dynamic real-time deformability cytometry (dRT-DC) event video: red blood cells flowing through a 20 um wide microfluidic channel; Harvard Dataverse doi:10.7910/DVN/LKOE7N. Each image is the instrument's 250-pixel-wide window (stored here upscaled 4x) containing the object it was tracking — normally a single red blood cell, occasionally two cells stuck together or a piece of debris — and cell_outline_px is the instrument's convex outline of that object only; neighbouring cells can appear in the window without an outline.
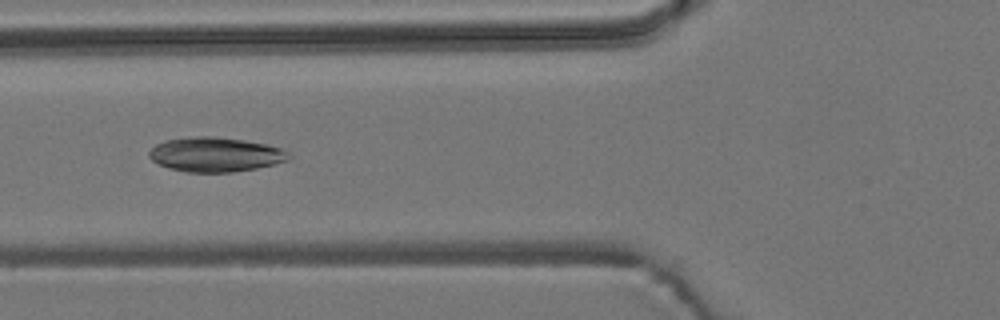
{"species": "common noctule bat (a hibernating species)", "species_latin": "Nyctalus noctula", "temperature_condition": "room temperature", "stored_images_in_passage": 9, "camera_frame_rate_fps": 3000, "um_per_image_px": 0.085, "animal": {"sex": "male", "body_mass_g": 19.2, "forearm_length_mm": 51.8}, "frame": {"image": 1, "passage_image": 7, "time_ms": 2.0, "image_size_px": [1000, 320], "cell_outline_px": [[292, 156], [288, 160], [276, 164], [256, 168], [232, 172], [184, 172], [168, 168], [152, 160], [148, 156], [148, 152], [156, 144], [164, 140], [188, 136], [216, 136], [244, 140], [268, 144], [280, 148], [288, 152]], "centroid_in_image_um": [18.3, 13.12], "position_along_channel_um": 107.5, "area_um2": 28.38}}
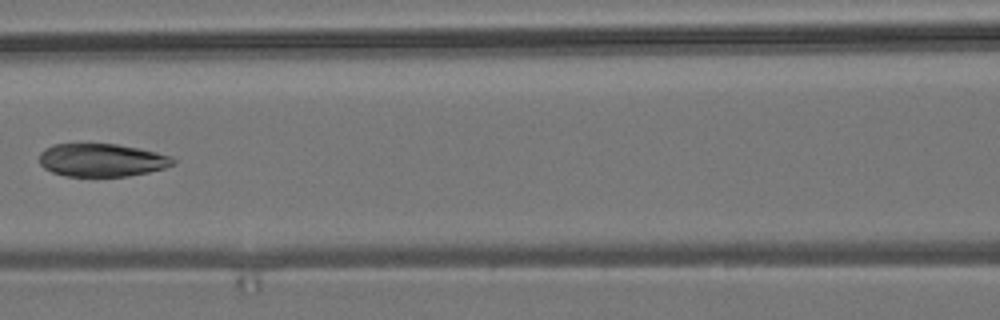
{"frame": {"image": 2, "passage_image": 8, "time_ms": 2.333, "image_size_px": [1000, 320], "cell_outline_px": [[176, 160], [172, 164], [164, 168], [148, 172], [128, 176], [64, 176], [52, 172], [44, 168], [40, 164], [40, 152], [44, 148], [52, 144], [116, 144], [140, 148], [172, 156]], "centroid_in_image_um": [8.63, 13.6], "position_along_channel_um": 158.0, "area_um2": 25.78}}
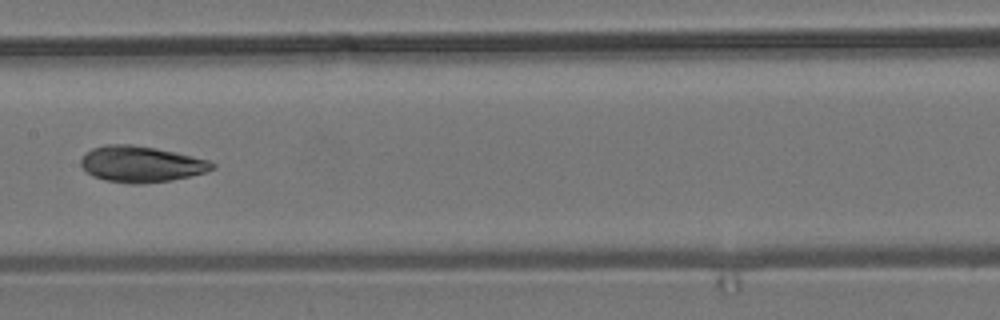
{"frame": {"image": 3, "passage_image": 9, "time_ms": 2.667, "image_size_px": [1000, 320], "cell_outline_px": [[216, 168], [204, 172], [172, 180], [140, 184], [128, 184], [104, 180], [92, 176], [80, 164], [80, 160], [84, 152], [92, 148], [104, 144], [132, 144], [156, 148], [176, 152], [208, 160], [216, 164]], "centroid_in_image_um": [11.96, 13.94], "position_along_channel_um": 195.4, "area_um2": 27.8}}